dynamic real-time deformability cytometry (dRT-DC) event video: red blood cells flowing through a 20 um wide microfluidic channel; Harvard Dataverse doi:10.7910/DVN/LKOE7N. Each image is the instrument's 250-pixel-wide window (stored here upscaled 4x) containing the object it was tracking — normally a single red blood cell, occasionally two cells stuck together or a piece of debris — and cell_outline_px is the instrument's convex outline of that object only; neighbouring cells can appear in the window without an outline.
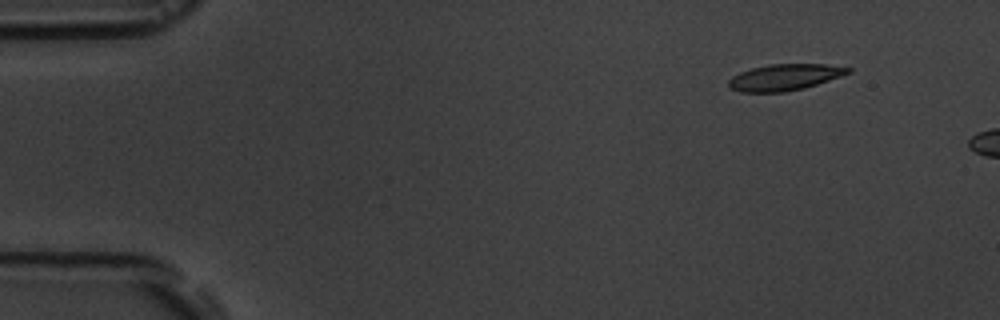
{"species": "common noctule bat (a hibernating species)", "species_latin": "Nyctalus noctula", "temperature_condition": "room temperature", "stored_images_in_passage": 3, "camera_frame_rate_fps": 3000, "um_per_image_px": 0.085, "animal": {"sex": "male", "body_mass_g": 19.5, "forearm_length_mm": 54.6}, "frame": {"image": 1, "passage_image": 1, "time_ms": 0.0, "image_size_px": [1000, 320], "cell_outline_px": [[852, 72], [804, 88], [784, 92], [740, 92], [728, 88], [728, 80], [732, 76], [740, 72], [752, 68], [768, 64], [824, 64], [852, 68]], "centroid_in_image_um": [66.65, 6.57], "position_along_channel_um": 18.3, "area_um2": 18.32}}